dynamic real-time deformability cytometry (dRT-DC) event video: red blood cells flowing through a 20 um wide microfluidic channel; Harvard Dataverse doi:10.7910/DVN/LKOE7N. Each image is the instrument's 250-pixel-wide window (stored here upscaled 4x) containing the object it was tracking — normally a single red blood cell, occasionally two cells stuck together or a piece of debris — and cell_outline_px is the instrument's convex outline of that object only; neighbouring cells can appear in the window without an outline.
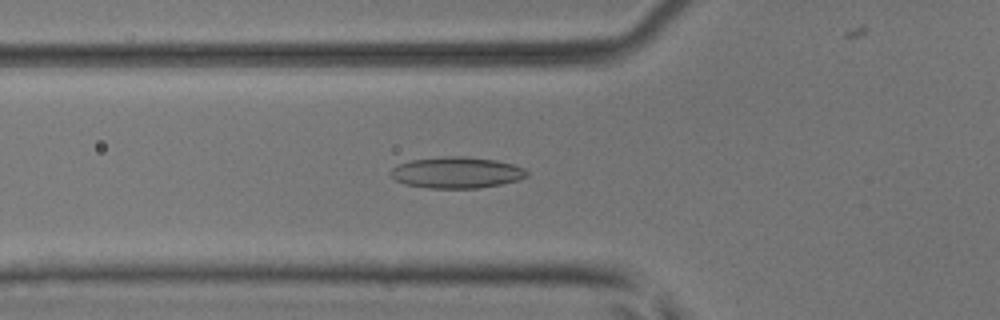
{"species": "common noctule bat (a hibernating species)", "species_latin": "Nyctalus noctula", "temperature_condition": "room temperature", "stored_images_in_passage": 53, "camera_frame_rate_fps": 3000, "um_per_image_px": 0.085, "animal": {"sex": "male", "body_mass_g": 17.9, "forearm_length_mm": 54.2}, "frame": {"image": 1, "passage_image": 18, "time_ms": 5.667, "image_size_px": [1000, 320], "cell_outline_px": [[528, 176], [520, 180], [500, 184], [476, 188], [428, 188], [404, 184], [396, 180], [388, 172], [392, 168], [408, 160], [444, 156], [468, 156], [496, 160], [512, 164], [524, 168], [528, 172]], "centroid_in_image_um": [38.81, 14.66], "position_along_channel_um": 87.0, "area_um2": 24.97}}
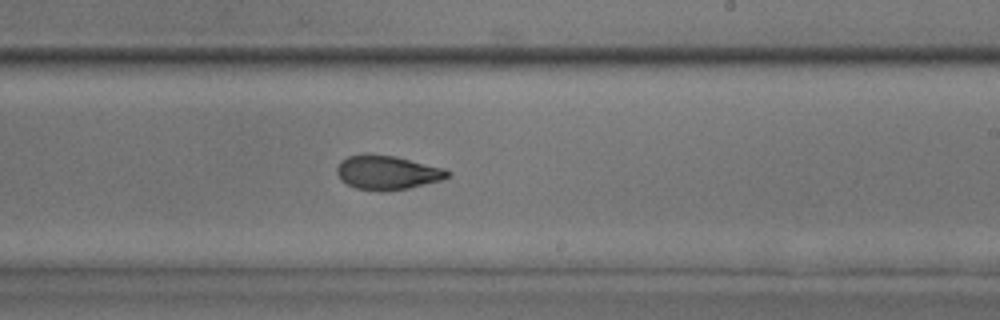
{"frame": {"image": 2, "passage_image": 31, "time_ms": 10.0, "image_size_px": [1000, 320], "cell_outline_px": [[452, 172], [448, 176], [440, 180], [408, 188], [380, 192], [356, 188], [340, 180], [336, 172], [336, 168], [340, 160], [348, 156], [364, 152], [368, 152], [396, 156], [444, 168]], "centroid_in_image_um": [32.86, 14.64], "position_along_channel_um": 256.1, "area_um2": 22.37}}
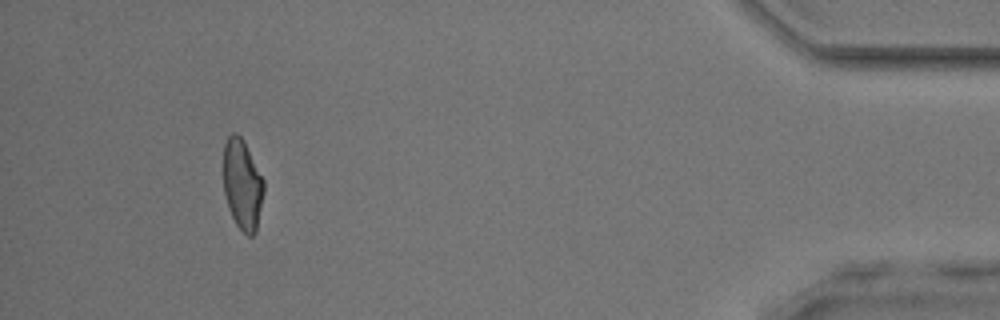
{"frame": {"image": 3, "passage_image": 48, "time_ms": 15.667, "image_size_px": [1000, 320], "cell_outline_px": [[264, 192], [256, 232], [252, 236], [248, 236], [236, 224], [228, 208], [224, 192], [224, 144], [228, 136], [232, 132], [236, 132], [244, 140], [264, 180]], "centroid_in_image_um": [20.61, 15.67], "position_along_channel_um": 414.6, "area_um2": 21.33}, "authors_computed_cell_mechanics": {"area_um2": 22.1374, "velocity_mm_per_s": 3.913, "shape_relaxation_time_tau1_ms": 9.1518, "shape_relaxation_time_tau2_ms": 1.6496, "deformation_change_tau1": 0.2433, "deformation_change_tau2": 0.0735}}